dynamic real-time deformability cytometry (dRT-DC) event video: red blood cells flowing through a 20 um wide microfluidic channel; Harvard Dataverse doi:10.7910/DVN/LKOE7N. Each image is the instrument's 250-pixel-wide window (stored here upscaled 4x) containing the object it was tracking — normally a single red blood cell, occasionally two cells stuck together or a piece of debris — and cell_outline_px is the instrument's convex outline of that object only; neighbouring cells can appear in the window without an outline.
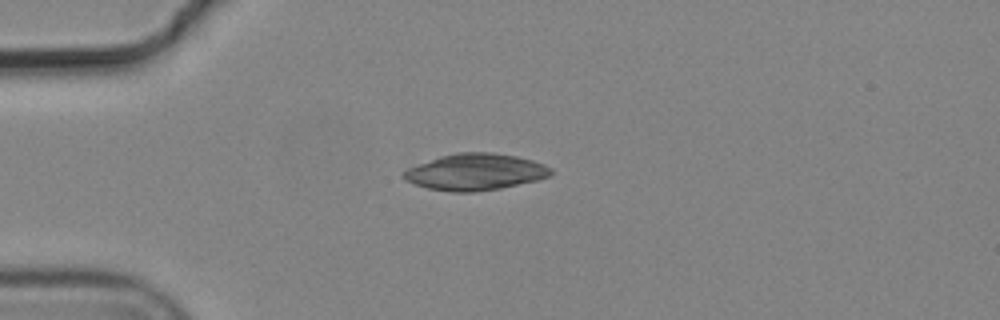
{"species": "common noctule bat (a hibernating species)", "species_latin": "Nyctalus noctula", "temperature_condition": "cold", "stored_images_in_passage": 5, "camera_frame_rate_fps": 3000, "um_per_image_px": 0.085, "animal": {"sex": "male", "body_mass_g": 19.2, "forearm_length_mm": 51.8}, "frame": {"image": 1, "passage_image": 1, "time_ms": 0.0, "image_size_px": [1000, 320], "cell_outline_px": [[552, 176], [540, 180], [500, 188], [476, 192], [452, 192], [428, 188], [416, 184], [400, 176], [408, 168], [440, 156], [456, 152], [492, 152], [516, 156], [532, 160], [544, 164], [552, 168]], "centroid_in_image_um": [40.46, 14.61], "position_along_channel_um": 44.5, "area_um2": 31.39}}
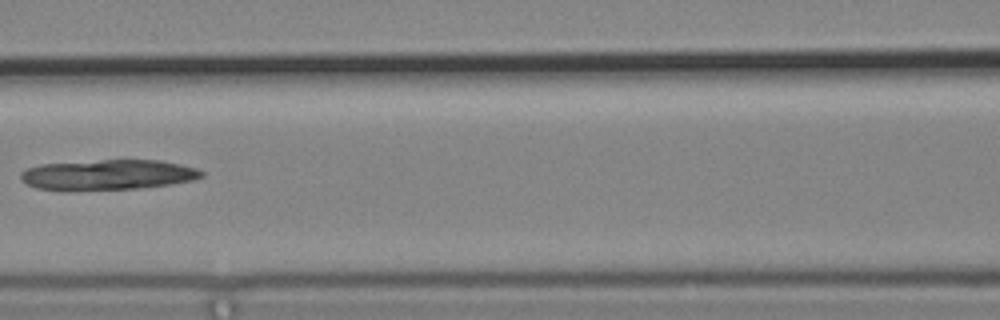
{"frame": {"image": 2, "passage_image": 4, "time_ms": 1.0, "image_size_px": [1000, 320], "cell_outline_px": [[204, 176], [192, 180], [172, 184], [140, 188], [36, 188], [20, 180], [20, 172], [28, 168], [40, 164], [100, 160], [160, 160], [180, 164], [196, 168], [204, 172]], "centroid_in_image_um": [9.23, 14.82], "position_along_channel_um": 157.4, "area_um2": 31.04}}